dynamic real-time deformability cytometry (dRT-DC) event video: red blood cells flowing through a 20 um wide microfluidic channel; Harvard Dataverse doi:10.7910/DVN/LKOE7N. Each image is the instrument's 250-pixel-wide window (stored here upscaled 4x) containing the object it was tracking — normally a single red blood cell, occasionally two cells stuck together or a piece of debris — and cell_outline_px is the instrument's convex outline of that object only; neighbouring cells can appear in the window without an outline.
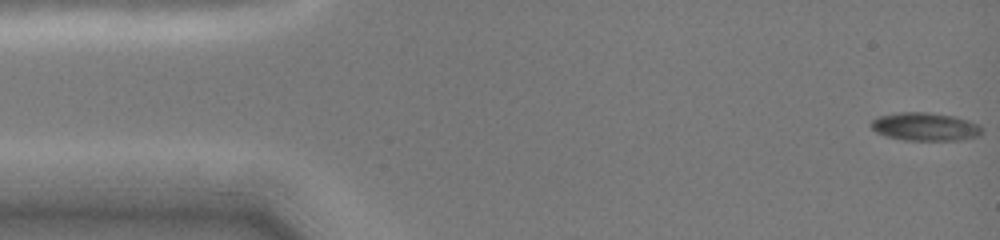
{"species": "common noctule bat (a hibernating species)", "species_latin": "Nyctalus noctula", "temperature_condition": "cold", "stored_images_in_passage": 15, "camera_frame_rate_fps": 3000, "um_per_image_px": 0.085, "animal": {"sex": "female", "body_mass_g": 19.0, "forearm_length_mm": 51.5}, "frame": {"image": 1, "passage_image": 1, "time_ms": 0.0, "image_size_px": [1000, 240], "cell_outline_px": [[980, 136], [960, 140], [904, 140], [888, 136], [876, 132], [868, 124], [876, 116], [900, 112], [928, 112], [956, 116], [980, 124]], "centroid_in_image_um": [78.62, 10.76], "position_along_channel_um": 6.4, "area_um2": 18.32}}
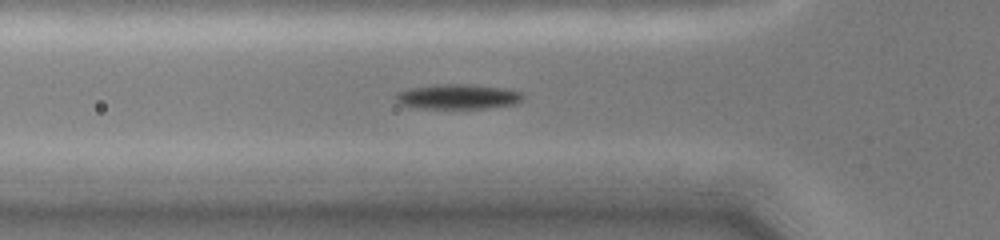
{"frame": {"image": 2, "passage_image": 13, "time_ms": 5.0, "image_size_px": [1000, 240], "cell_outline_px": [[524, 96], [516, 104], [484, 108], [420, 108], [400, 104], [396, 100], [396, 92], [408, 88], [436, 84], [468, 84], [504, 88], [524, 92]], "centroid_in_image_um": [38.92, 8.2], "position_along_channel_um": 86.9, "area_um2": 18.5}}
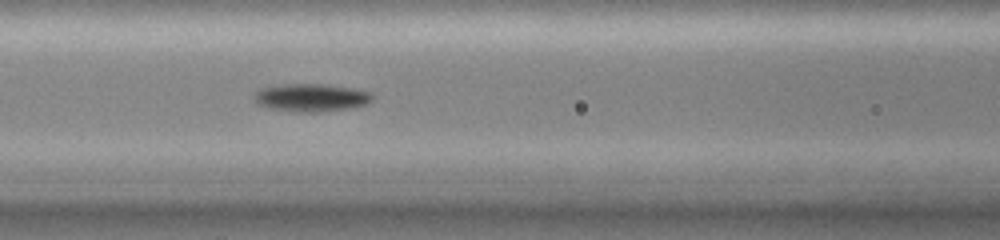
{"frame": {"image": 3, "passage_image": 15, "time_ms": 6.333, "image_size_px": [1000, 240], "cell_outline_px": [[372, 100], [368, 104], [348, 108], [324, 112], [296, 112], [268, 108], [256, 104], [252, 96], [256, 92], [264, 88], [284, 84], [324, 84], [352, 88], [372, 92]], "centroid_in_image_um": [26.45, 8.31], "position_along_channel_um": 140.2, "area_um2": 19.31}}